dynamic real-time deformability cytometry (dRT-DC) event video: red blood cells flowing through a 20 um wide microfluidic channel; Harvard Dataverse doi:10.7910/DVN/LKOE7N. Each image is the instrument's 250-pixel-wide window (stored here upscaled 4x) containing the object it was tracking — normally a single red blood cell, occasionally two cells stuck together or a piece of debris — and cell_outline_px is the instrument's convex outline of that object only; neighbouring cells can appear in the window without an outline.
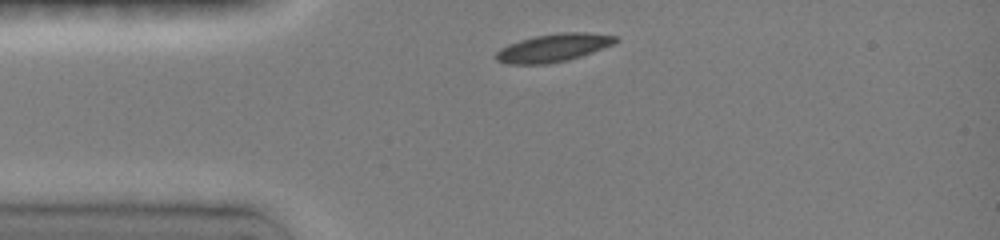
{"species": "common noctule bat (a hibernating species)", "species_latin": "Nyctalus noctula", "temperature_condition": "room temperature", "stored_images_in_passage": 30, "camera_frame_rate_fps": 3000, "um_per_image_px": 0.085, "animal": {"sex": "female", "body_mass_g": 19.0, "forearm_length_mm": 51.5}, "frame": {"image": 1, "passage_image": 1, "time_ms": 0.0, "image_size_px": [1000, 240], "cell_outline_px": [[616, 40], [612, 44], [580, 56], [564, 60], [544, 64], [508, 64], [496, 60], [496, 52], [500, 48], [508, 44], [532, 36], [560, 32], [588, 32], [616, 36]], "centroid_in_image_um": [46.97, 4.05], "position_along_channel_um": 38.0, "area_um2": 19.19}}
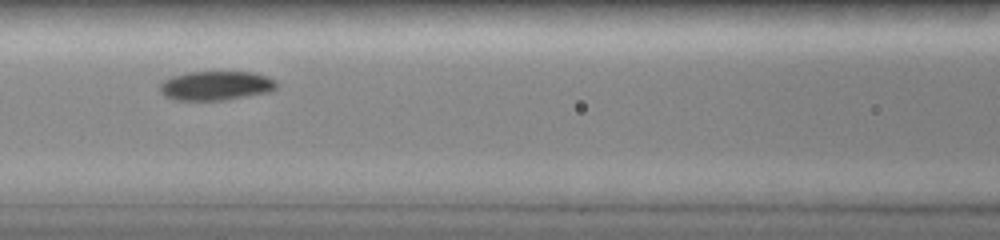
{"frame": {"image": 2, "passage_image": 10, "time_ms": 3.333, "image_size_px": [1000, 240], "cell_outline_px": [[276, 88], [268, 92], [220, 100], [176, 100], [164, 96], [160, 92], [160, 84], [164, 80], [172, 76], [188, 72], [252, 72], [276, 80]], "centroid_in_image_um": [18.31, 7.28], "position_along_channel_um": 148.3, "area_um2": 19.59}}
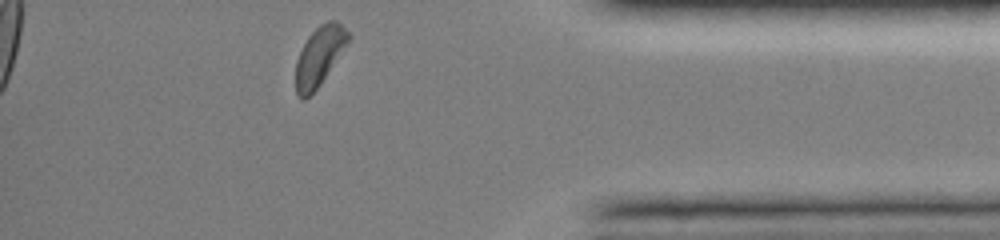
{"frame": {"image": 3, "passage_image": 30, "time_ms": 10.333, "image_size_px": [1000, 240], "cell_outline_px": [[352, 36], [348, 44], [320, 84], [304, 100], [300, 100], [296, 92], [296, 60], [308, 36], [320, 24], [328, 20], [336, 20]], "centroid_in_image_um": [27.16, 4.75], "position_along_channel_um": 408.0, "area_um2": 17.98}, "authors_computed_cell_mechanics": {"area_um2": 19.5653, "velocity_mm_per_s": 3.9521, "shape_relaxation_time_tau1_ms": 2.9936, "shape_relaxation_time_tau2_ms": null, "deformation_change_tau1": 0.1362, "deformation_change_tau2": null}}